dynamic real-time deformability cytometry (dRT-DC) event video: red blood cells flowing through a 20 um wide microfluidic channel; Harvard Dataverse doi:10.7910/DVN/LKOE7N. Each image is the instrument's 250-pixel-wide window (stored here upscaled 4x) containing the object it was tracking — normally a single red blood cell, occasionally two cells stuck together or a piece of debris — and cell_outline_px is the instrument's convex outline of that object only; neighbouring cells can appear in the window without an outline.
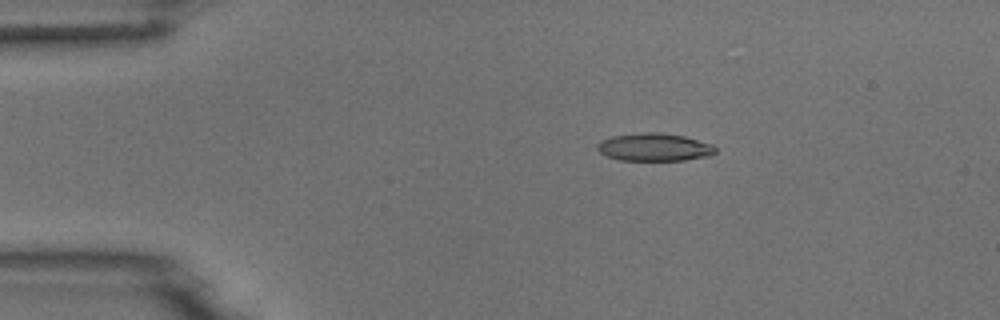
{"species": "common noctule bat (a hibernating species)", "species_latin": "Nyctalus noctula", "temperature_condition": "room temperature", "stored_images_in_passage": 9, "camera_frame_rate_fps": 3000, "um_per_image_px": 0.085, "animal": {"sex": "male", "body_mass_g": 18.8}, "frame": {"image": 1, "passage_image": 3, "time_ms": 2.333, "image_size_px": [1000, 320], "cell_outline_px": [[716, 152], [712, 156], [684, 160], [620, 160], [608, 156], [600, 152], [596, 148], [596, 144], [600, 140], [612, 136], [640, 132], [656, 132], [684, 136], [712, 144], [716, 148]], "centroid_in_image_um": [55.62, 12.5], "position_along_channel_um": 29.4, "area_um2": 19.25}}